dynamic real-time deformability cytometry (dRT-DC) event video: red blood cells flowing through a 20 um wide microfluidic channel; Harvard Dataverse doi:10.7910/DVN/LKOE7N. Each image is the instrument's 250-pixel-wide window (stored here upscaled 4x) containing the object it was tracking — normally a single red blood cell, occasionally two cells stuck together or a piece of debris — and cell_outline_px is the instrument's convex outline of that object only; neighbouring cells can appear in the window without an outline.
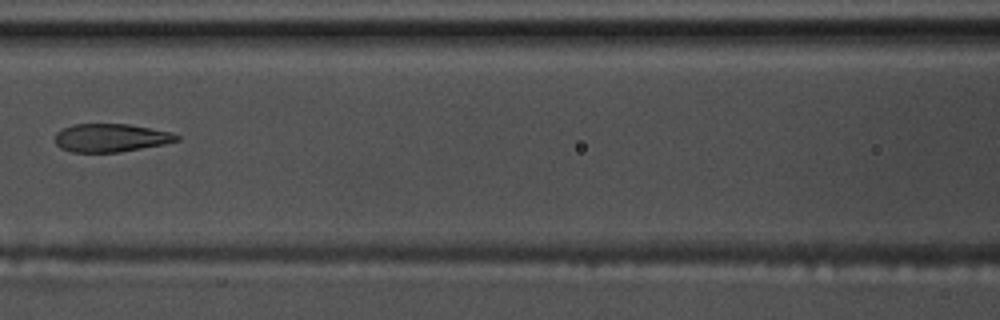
{"species": "common noctule bat (a hibernating species)", "species_latin": "Nyctalus noctula", "temperature_condition": "warm", "stored_images_in_passage": 5, "camera_frame_rate_fps": 3000, "um_per_image_px": 0.085, "animal": {"sex": "male", "body_mass_g": 17.5, "forearm_length_mm": 52.3}, "frame": {"image": 1, "passage_image": 5, "time_ms": 1.333, "image_size_px": [1000, 320], "cell_outline_px": [[180, 140], [164, 144], [120, 152], [72, 152], [60, 148], [56, 144], [56, 132], [72, 124], [128, 124], [172, 132], [180, 136]], "centroid_in_image_um": [9.43, 11.71], "position_along_channel_um": 157.2, "area_um2": 20.0}}